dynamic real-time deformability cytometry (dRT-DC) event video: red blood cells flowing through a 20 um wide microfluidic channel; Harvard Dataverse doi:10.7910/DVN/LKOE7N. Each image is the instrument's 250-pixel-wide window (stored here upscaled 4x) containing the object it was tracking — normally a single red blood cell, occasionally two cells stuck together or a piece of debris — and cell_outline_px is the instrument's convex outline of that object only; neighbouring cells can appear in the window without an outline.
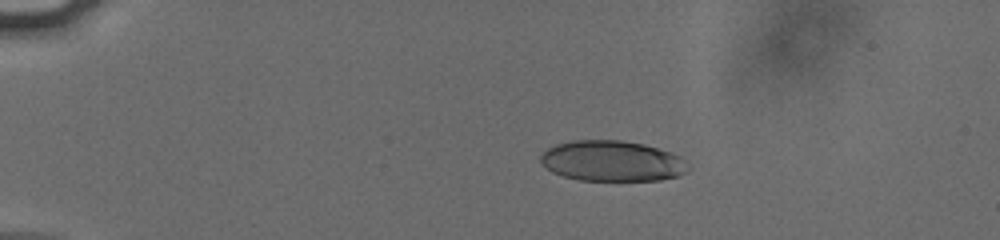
{"species": "human", "species_latin": "Homo sapiens", "temperature_condition": "cold", "stored_images_in_passage": 53, "camera_frame_rate_fps": 3000, "um_per_image_px": 0.085, "donor": {"sex": "male"}, "frame": {"image": 1, "passage_image": 10, "time_ms": 3.0, "image_size_px": [1000, 240], "cell_outline_px": [[692, 168], [676, 176], [660, 180], [580, 180], [564, 176], [552, 172], [540, 160], [540, 156], [548, 148], [556, 144], [572, 140], [620, 140], [644, 144], [680, 156]], "centroid_in_image_um": [52.03, 13.68], "position_along_channel_um": 33.0, "area_um2": 34.68}}
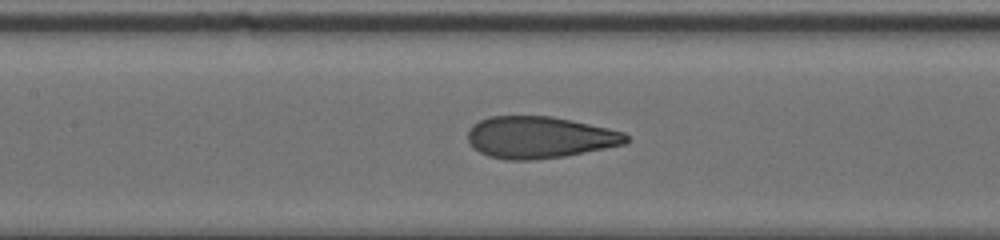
{"frame": {"image": 2, "passage_image": 26, "time_ms": 8.333, "image_size_px": [1000, 240], "cell_outline_px": [[628, 140], [624, 144], [564, 156], [532, 160], [508, 160], [488, 156], [472, 148], [468, 140], [468, 132], [472, 124], [488, 116], [552, 116], [572, 120], [608, 128], [624, 132], [628, 136]], "centroid_in_image_um": [45.82, 11.67], "position_along_channel_um": 161.6, "area_um2": 38.55}}
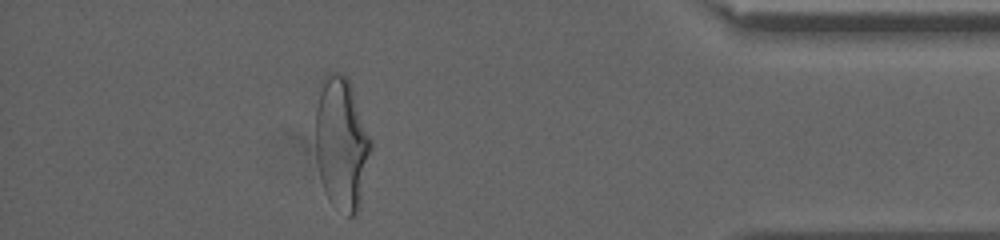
{"frame": {"image": 3, "passage_image": 48, "time_ms": 15.667, "image_size_px": [1000, 240], "cell_outline_px": [[372, 148], [360, 204], [356, 216], [348, 216], [328, 200], [320, 176], [316, 156], [316, 108], [320, 80], [328, 72], [340, 72], [348, 80], [352, 88], [372, 140]], "centroid_in_image_um": [29.03, 12.18], "position_along_channel_um": 406.2, "area_um2": 42.89}, "authors_computed_cell_mechanics": {"area_um2": 38.437, "velocity_mm_per_s": 3.8236, "shape_relaxation_time_tau1_ms": 3.9401, "shape_relaxation_time_tau2_ms": 0.8504, "deformation_change_tau1": 0.1788, "deformation_change_tau2": 0.0809}}